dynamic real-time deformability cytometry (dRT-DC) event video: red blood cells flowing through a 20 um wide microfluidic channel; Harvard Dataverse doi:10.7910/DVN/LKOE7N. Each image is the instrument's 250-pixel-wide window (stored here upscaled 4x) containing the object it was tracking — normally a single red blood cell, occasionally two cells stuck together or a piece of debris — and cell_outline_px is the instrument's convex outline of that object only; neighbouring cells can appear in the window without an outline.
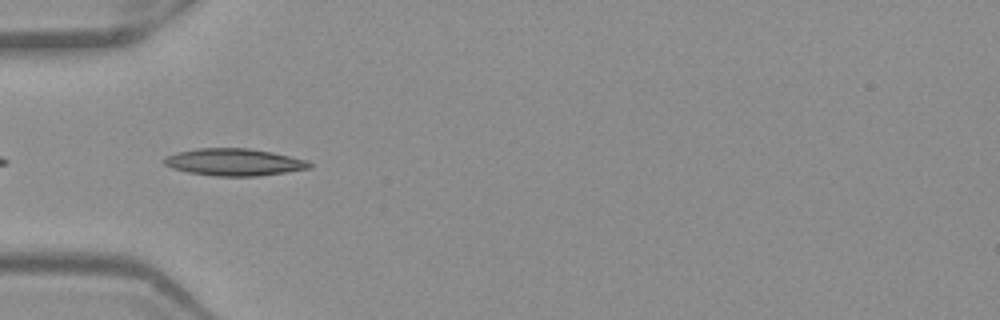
{"species": "Egyptian fruit bat (a non-hibernating species)", "species_latin": "Rousettus aegyptiacus", "temperature_condition": "warm", "stored_images_in_passage": 4, "camera_frame_rate_fps": 3000, "um_per_image_px": 0.085, "frame": {"image": 1, "passage_image": 2, "time_ms": 0.333, "image_size_px": [1000, 320], "cell_outline_px": [[312, 168], [256, 176], [216, 176], [188, 172], [172, 168], [164, 164], [164, 156], [176, 152], [196, 148], [248, 148], [272, 152], [308, 160], [312, 164]], "centroid_in_image_um": [19.89, 13.77], "position_along_channel_um": 65.1, "area_um2": 23.0}}